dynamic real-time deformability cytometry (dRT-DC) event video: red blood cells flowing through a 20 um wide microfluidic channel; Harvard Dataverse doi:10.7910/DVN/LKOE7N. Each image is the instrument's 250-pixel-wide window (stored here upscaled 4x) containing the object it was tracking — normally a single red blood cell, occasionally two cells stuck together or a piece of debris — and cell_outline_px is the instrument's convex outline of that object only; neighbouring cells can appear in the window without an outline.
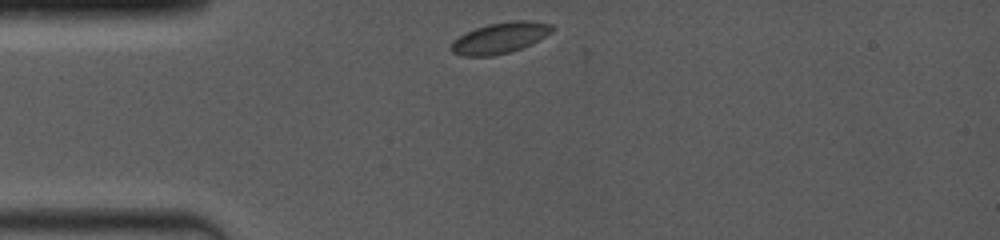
{"species": "common noctule bat (a hibernating species)", "species_latin": "Nyctalus noctula", "temperature_condition": "room temperature", "stored_images_in_passage": 2, "camera_frame_rate_fps": 4000, "um_per_image_px": 0.085, "animal": {"sex": "female", "body_mass_g": 19.0, "forearm_length_mm": 53.3}, "frame": {"image": 1, "passage_image": 1, "time_ms": 0.0, "image_size_px": [1000, 240], "cell_outline_px": [[556, 28], [552, 32], [520, 48], [508, 52], [492, 56], [460, 56], [452, 52], [448, 48], [452, 40], [476, 28], [488, 24], [516, 20], [532, 20], [552, 24]], "centroid_in_image_um": [42.47, 3.22], "position_along_channel_um": 42.5, "area_um2": 18.09}}